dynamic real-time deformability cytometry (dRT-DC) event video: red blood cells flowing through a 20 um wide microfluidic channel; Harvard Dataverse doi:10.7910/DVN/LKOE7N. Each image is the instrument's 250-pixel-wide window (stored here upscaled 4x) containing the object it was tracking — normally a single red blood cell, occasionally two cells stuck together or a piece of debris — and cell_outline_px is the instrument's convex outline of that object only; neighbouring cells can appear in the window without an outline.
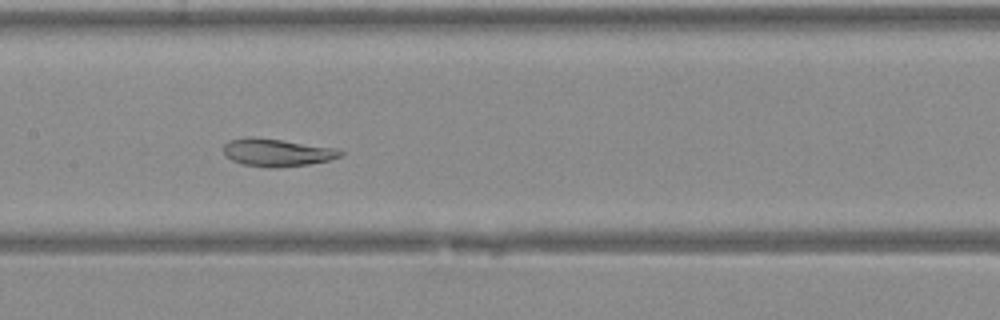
{"species": "Egyptian fruit bat (a non-hibernating species)", "species_latin": "Rousettus aegyptiacus", "temperature_condition": "warm", "stored_images_in_passage": 44, "camera_frame_rate_fps": 3000, "um_per_image_px": 0.085, "animal": {"sex": "female"}, "frame": {"image": 1, "passage_image": 23, "time_ms": 7.333, "image_size_px": [1000, 320], "cell_outline_px": [[344, 152], [340, 156], [328, 160], [308, 164], [276, 168], [268, 168], [244, 164], [232, 160], [224, 152], [224, 144], [228, 140], [248, 136], [252, 136], [340, 148]], "centroid_in_image_um": [23.55, 12.95], "position_along_channel_um": 183.8, "area_um2": 18.9}}
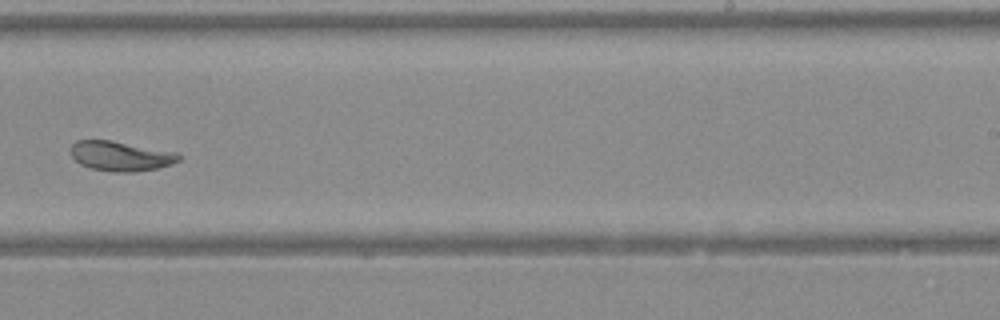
{"frame": {"image": 2, "passage_image": 29, "time_ms": 9.333, "image_size_px": [1000, 320], "cell_outline_px": [[180, 160], [172, 164], [156, 168], [132, 172], [112, 172], [92, 168], [80, 164], [72, 156], [72, 144], [76, 140], [112, 140], [176, 152], [180, 156]], "centroid_in_image_um": [10.27, 13.26], "position_along_channel_um": 278.7, "area_um2": 18.61}}
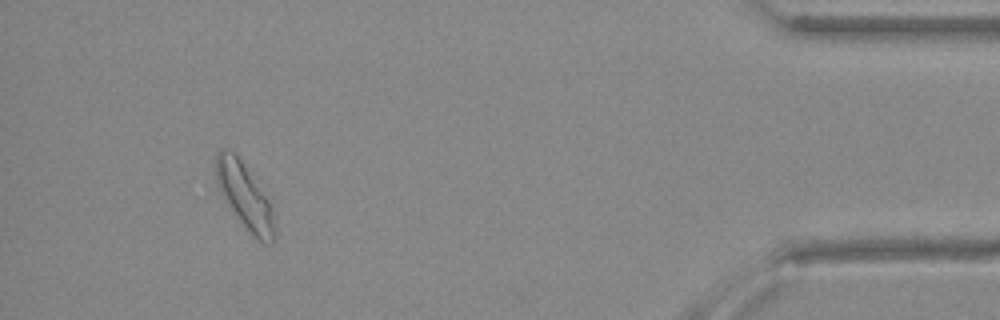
{"frame": {"image": 3, "passage_image": 41, "time_ms": 13.333, "image_size_px": [1000, 320], "cell_outline_px": [[276, 236], [272, 244], [264, 244], [256, 240], [248, 232], [224, 200], [220, 192], [216, 180], [216, 152], [220, 148], [224, 148], [232, 152], [240, 160], [268, 200], [272, 208], [276, 228]], "centroid_in_image_um": [20.81, 16.76], "position_along_channel_um": 414.4, "area_um2": 22.25}}